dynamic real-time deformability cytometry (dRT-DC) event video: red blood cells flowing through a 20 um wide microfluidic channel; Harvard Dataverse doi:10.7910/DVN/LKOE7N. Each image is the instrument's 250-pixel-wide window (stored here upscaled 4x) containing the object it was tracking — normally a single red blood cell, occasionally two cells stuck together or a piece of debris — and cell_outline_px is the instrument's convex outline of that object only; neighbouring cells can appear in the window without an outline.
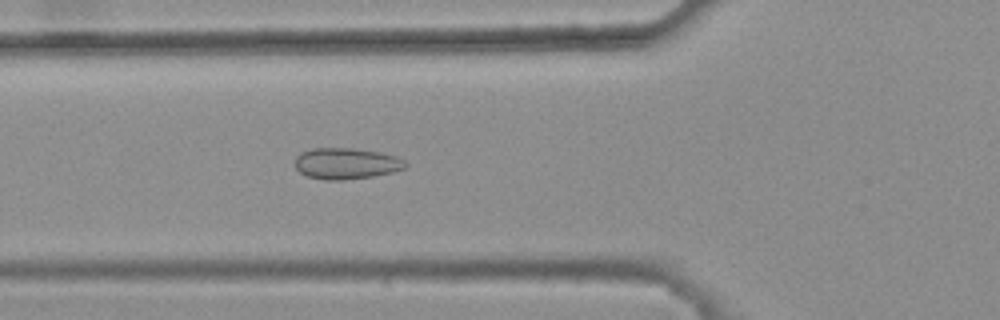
{"species": "common noctule bat (a hibernating species)", "species_latin": "Nyctalus noctula", "temperature_condition": "warm", "stored_images_in_passage": 41, "camera_frame_rate_fps": 3000, "um_per_image_px": 0.085, "animal": {"sex": "female", "body_mass_g": 25.1}, "frame": {"image": 1, "passage_image": 18, "time_ms": 5.667, "image_size_px": [1000, 320], "cell_outline_px": [[408, 164], [404, 168], [392, 172], [372, 176], [344, 180], [324, 180], [308, 176], [300, 172], [296, 168], [296, 156], [300, 152], [312, 148], [352, 148], [380, 152], [396, 156], [404, 160]], "centroid_in_image_um": [29.42, 13.89], "position_along_channel_um": 96.4, "area_um2": 20.06}}
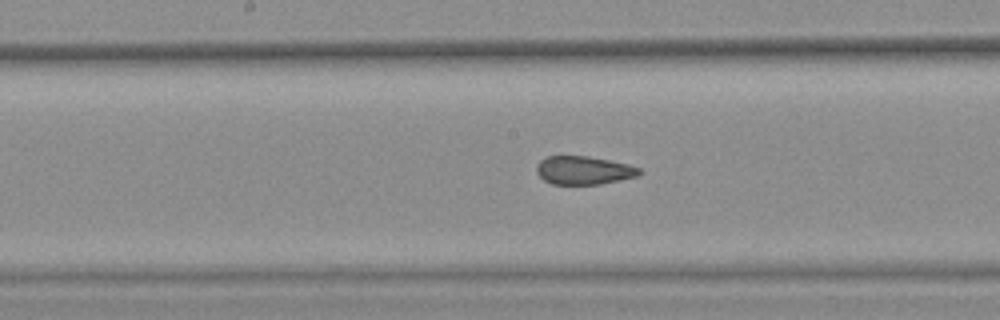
{"frame": {"image": 2, "passage_image": 26, "time_ms": 8.333, "image_size_px": [1000, 320], "cell_outline_px": [[640, 172], [636, 176], [620, 180], [600, 184], [552, 184], [544, 180], [536, 172], [536, 164], [540, 160], [548, 156], [588, 156], [628, 164], [640, 168]], "centroid_in_image_um": [49.58, 14.47], "position_along_channel_um": 198.6, "area_um2": 16.88}}
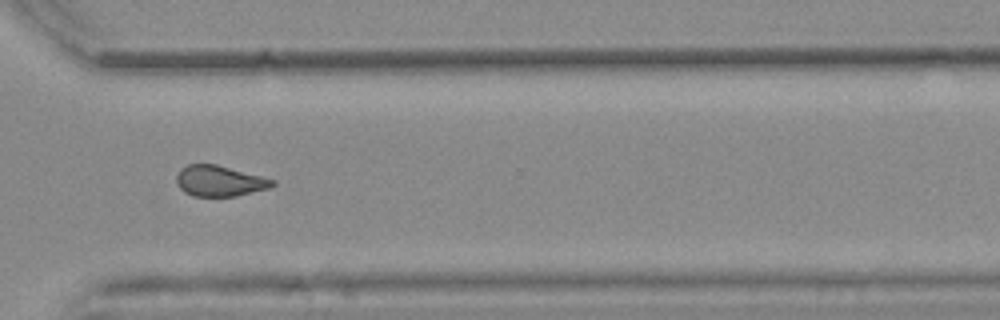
{"frame": {"image": 3, "passage_image": 38, "time_ms": 12.333, "image_size_px": [1000, 320], "cell_outline_px": [[276, 184], [268, 188], [236, 196], [192, 196], [184, 192], [180, 188], [176, 180], [176, 176], [180, 168], [188, 164], [216, 164], [276, 180]], "centroid_in_image_um": [18.64, 15.38], "position_along_channel_um": 352.0, "area_um2": 17.17}, "authors_computed_cell_mechanics": {"area_um2": 19.7676, "velocity_mm_per_s": 3.8306, "shape_relaxation_time_tau1_ms": null, "shape_relaxation_time_tau2_ms": 1.1641, "deformation_change_tau1": null, "deformation_change_tau2": 0.0725}}